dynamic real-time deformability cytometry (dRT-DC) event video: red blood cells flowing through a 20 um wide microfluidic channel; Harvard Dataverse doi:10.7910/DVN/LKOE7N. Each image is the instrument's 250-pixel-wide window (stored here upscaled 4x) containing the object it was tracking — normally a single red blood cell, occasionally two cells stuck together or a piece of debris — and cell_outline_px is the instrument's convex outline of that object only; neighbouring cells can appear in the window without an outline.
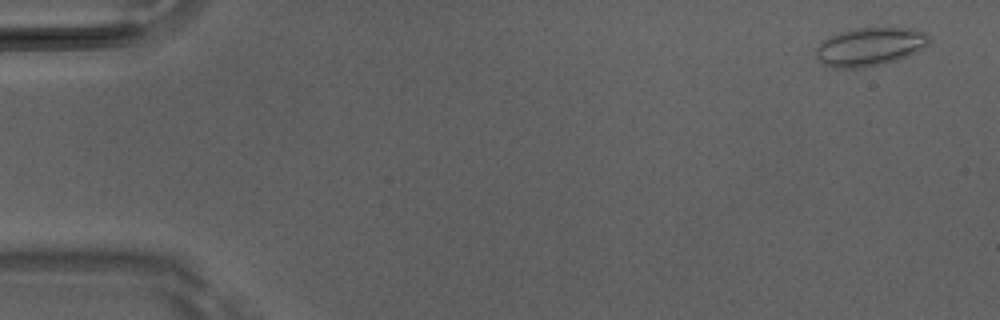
{"species": "Egyptian fruit bat (a non-hibernating species)", "species_latin": "Rousettus aegyptiacus", "temperature_condition": "room temperature", "stored_images_in_passage": 50, "camera_frame_rate_fps": 3000, "um_per_image_px": 0.085, "animal": {"sex": "male"}, "frame": {"image": 1, "passage_image": 3, "time_ms": 0.667, "image_size_px": [1000, 320], "cell_outline_px": [[932, 40], [928, 44], [916, 52], [896, 60], [864, 68], [832, 68], [816, 60], [816, 48], [824, 40], [840, 32], [856, 28], [908, 28], [924, 32]], "centroid_in_image_um": [73.92, 3.98], "position_along_channel_um": 11.1, "area_um2": 25.14}}
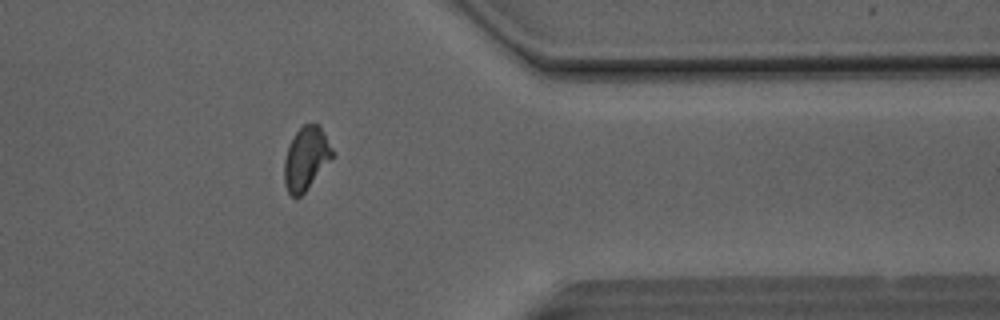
{"frame": {"image": 2, "passage_image": 41, "time_ms": 13.333, "image_size_px": [1000, 320], "cell_outline_px": [[332, 156], [304, 192], [300, 196], [292, 196], [288, 192], [284, 184], [284, 160], [288, 144], [292, 136], [304, 124], [320, 124], [332, 148]], "centroid_in_image_um": [25.97, 13.43], "position_along_channel_um": 385.4, "area_um2": 17.34}}
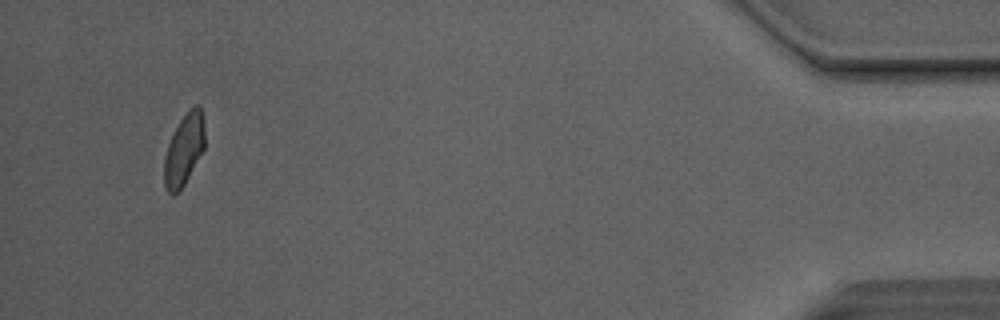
{"frame": {"image": 3, "passage_image": 48, "time_ms": 15.667, "image_size_px": [1000, 320], "cell_outline_px": [[204, 148], [184, 184], [172, 196], [168, 192], [164, 184], [164, 156], [168, 144], [180, 120], [188, 108], [196, 104], [200, 108], [204, 128]], "centroid_in_image_um": [15.62, 12.71], "position_along_channel_um": 419.6, "area_um2": 16.53}, "authors_computed_cell_mechanics": {"area_um2": 18.207, "velocity_mm_per_s": 4.1482, "shape_relaxation_time_tau1_ms": 5.7463, "shape_relaxation_time_tau2_ms": 1.5484, "deformation_change_tau1": 0.1163, "deformation_change_tau2": 0.0687}}